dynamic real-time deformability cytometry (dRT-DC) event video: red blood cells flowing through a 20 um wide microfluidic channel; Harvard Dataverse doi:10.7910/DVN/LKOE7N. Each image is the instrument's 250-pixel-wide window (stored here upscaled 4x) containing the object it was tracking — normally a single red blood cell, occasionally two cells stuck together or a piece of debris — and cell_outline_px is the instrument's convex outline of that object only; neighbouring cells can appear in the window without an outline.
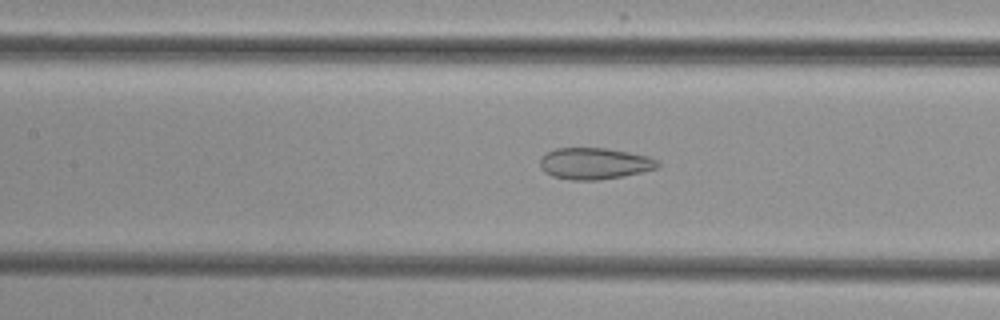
{"species": "common noctule bat (a hibernating species)", "species_latin": "Nyctalus noctula", "temperature_condition": "cold", "stored_images_in_passage": 33, "camera_frame_rate_fps": 3000, "um_per_image_px": 0.085, "animal": {"sex": "female", "body_mass_g": 29.2, "forearm_length_mm": 56.3}, "frame": {"image": 1, "passage_image": 24, "time_ms": 7.667, "image_size_px": [1000, 320], "cell_outline_px": [[660, 168], [624, 176], [600, 180], [572, 180], [552, 176], [544, 172], [540, 168], [540, 156], [556, 148], [604, 148], [628, 152], [648, 156], [656, 160], [660, 164]], "centroid_in_image_um": [50.52, 13.91], "position_along_channel_um": 156.9, "area_um2": 21.73}}
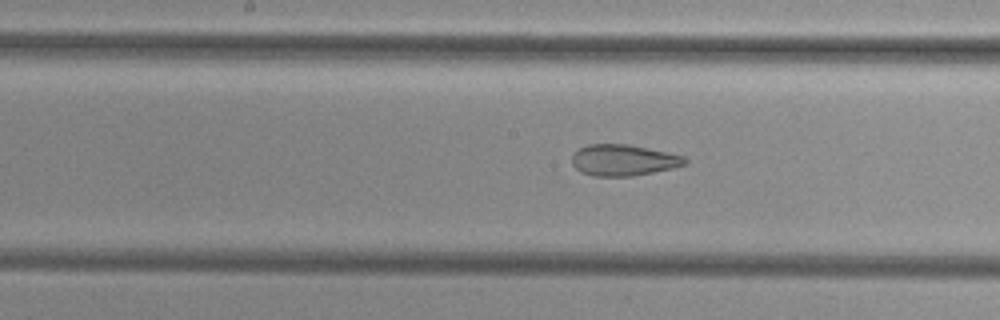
{"frame": {"image": 2, "passage_image": 27, "time_ms": 8.667, "image_size_px": [1000, 320], "cell_outline_px": [[688, 164], [672, 168], [632, 176], [592, 176], [580, 172], [572, 164], [572, 156], [580, 148], [588, 144], [628, 144], [668, 152], [684, 156], [688, 160]], "centroid_in_image_um": [53.0, 13.61], "position_along_channel_um": 195.2, "area_um2": 20.58}}
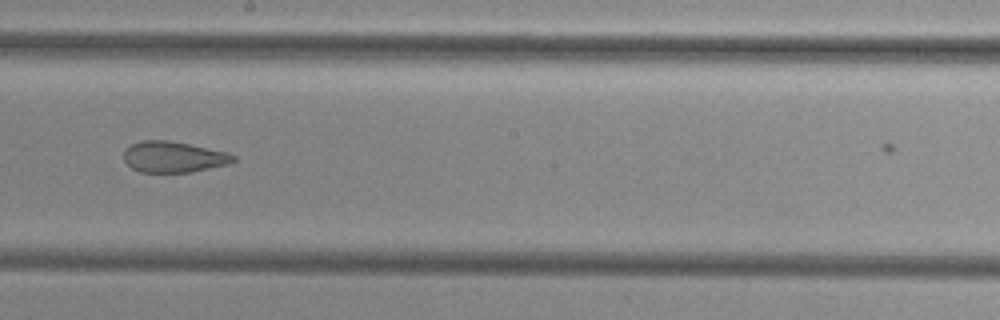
{"frame": {"image": 3, "passage_image": 30, "time_ms": 9.667, "image_size_px": [1000, 320], "cell_outline_px": [[236, 160], [228, 164], [192, 172], [140, 172], [132, 168], [124, 160], [124, 152], [132, 144], [140, 140], [168, 140], [228, 152], [236, 156]], "centroid_in_image_um": [14.77, 13.34], "position_along_channel_um": 233.4, "area_um2": 19.71}}